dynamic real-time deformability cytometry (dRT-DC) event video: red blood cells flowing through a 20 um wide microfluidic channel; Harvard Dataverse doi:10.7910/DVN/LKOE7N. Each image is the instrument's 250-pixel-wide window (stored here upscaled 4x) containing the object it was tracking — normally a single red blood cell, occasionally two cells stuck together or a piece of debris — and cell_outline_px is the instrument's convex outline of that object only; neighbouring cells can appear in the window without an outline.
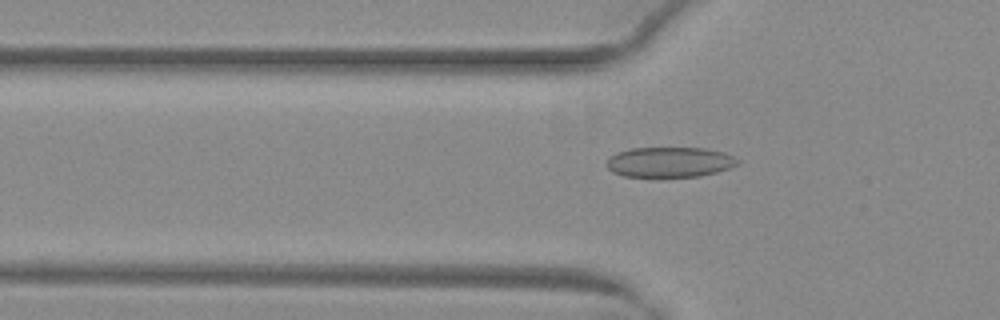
{"species": "common noctule bat (a hibernating species)", "species_latin": "Nyctalus noctula", "temperature_condition": "warm", "stored_images_in_passage": 51, "camera_frame_rate_fps": 3000, "um_per_image_px": 0.085, "animal": {"sex": "female", "body_mass_g": 29.2, "forearm_length_mm": 56.3}, "frame": {"image": 1, "passage_image": 17, "time_ms": 5.333, "image_size_px": [1000, 320], "cell_outline_px": [[740, 164], [716, 172], [700, 176], [624, 176], [612, 172], [608, 168], [608, 160], [616, 152], [632, 148], [704, 148], [724, 152], [740, 160]], "centroid_in_image_um": [56.95, 13.77], "position_along_channel_um": 68.8, "area_um2": 22.83}}
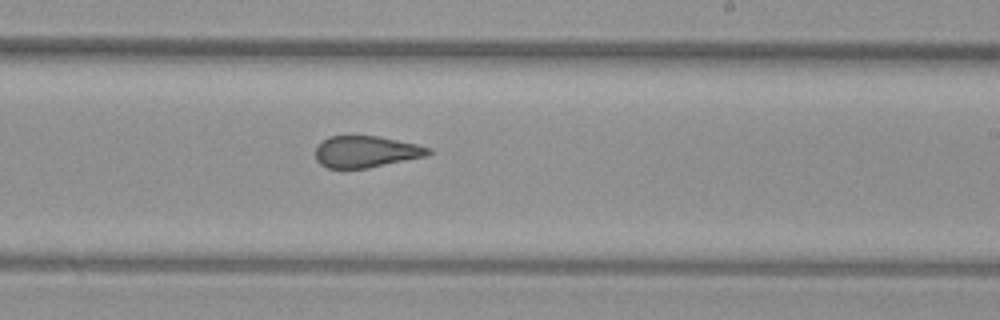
{"frame": {"image": 2, "passage_image": 31, "time_ms": 10.0, "image_size_px": [1000, 320], "cell_outline_px": [[432, 152], [428, 156], [368, 168], [328, 168], [320, 164], [316, 160], [316, 144], [328, 136], [380, 136], [416, 144], [432, 148]], "centroid_in_image_um": [31.12, 12.89], "position_along_channel_um": 257.9, "area_um2": 20.98}}
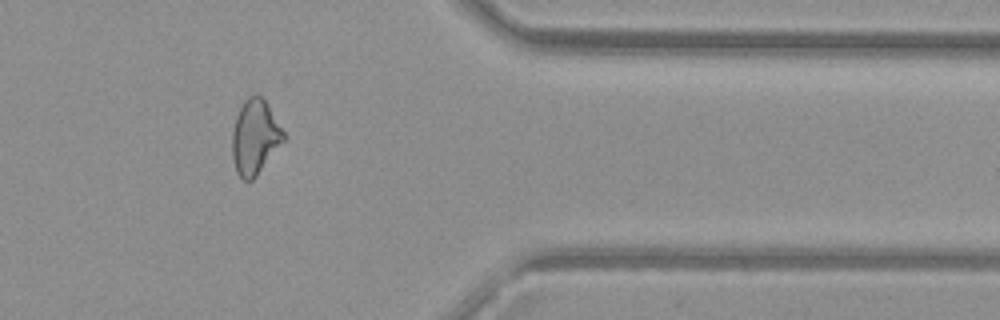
{"frame": {"image": 3, "passage_image": 42, "time_ms": 13.667, "image_size_px": [1000, 320], "cell_outline_px": [[284, 140], [256, 176], [252, 180], [244, 180], [236, 172], [232, 156], [232, 132], [236, 116], [244, 100], [248, 96], [256, 92], [268, 104], [284, 132]], "centroid_in_image_um": [21.65, 11.62], "position_along_channel_um": 389.8, "area_um2": 22.2}, "authors_computed_cell_mechanics": {"area_um2": 23.0622, "velocity_mm_per_s": 4.0561, "shape_relaxation_time_tau1_ms": null, "shape_relaxation_time_tau2_ms": 0.8704, "deformation_change_tau1": null, "deformation_change_tau2": 0.0711}}